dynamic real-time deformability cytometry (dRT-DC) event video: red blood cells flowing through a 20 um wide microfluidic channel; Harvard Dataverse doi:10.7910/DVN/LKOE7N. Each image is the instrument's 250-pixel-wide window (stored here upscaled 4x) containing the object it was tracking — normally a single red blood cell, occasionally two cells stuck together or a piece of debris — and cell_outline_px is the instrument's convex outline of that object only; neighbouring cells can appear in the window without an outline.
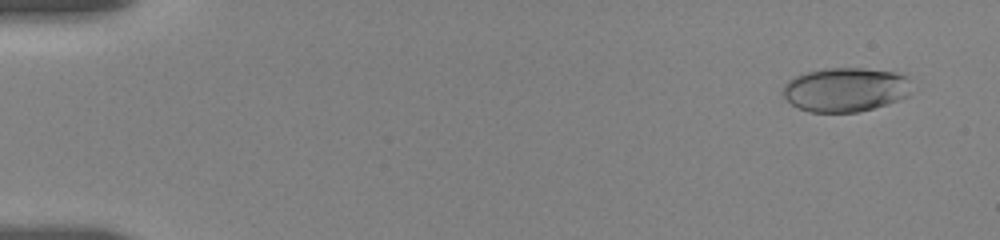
{"species": "human", "species_latin": "Homo sapiens", "temperature_condition": "room temperature", "stored_images_in_passage": 19, "camera_frame_rate_fps": 3000, "um_per_image_px": 0.085, "donor": {"sex": "female"}, "frame": {"image": 1, "passage_image": 3, "time_ms": 1.0, "image_size_px": [1000, 240], "cell_outline_px": [[908, 96], [888, 104], [856, 112], [808, 112], [792, 104], [784, 96], [784, 84], [788, 80], [804, 72], [824, 68], [864, 68], [892, 72], [908, 76]], "centroid_in_image_um": [71.84, 7.61], "position_along_channel_um": 13.2, "area_um2": 32.89}}
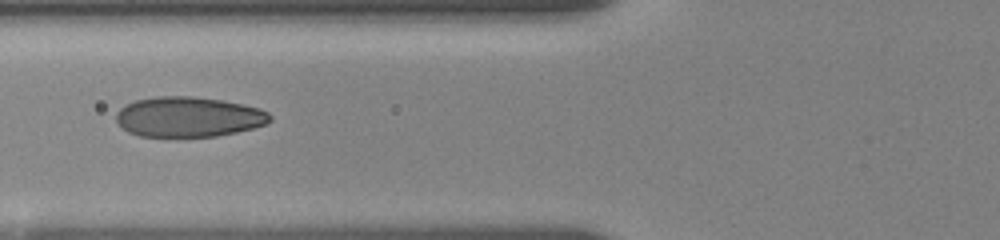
{"frame": {"image": 2, "passage_image": 14, "time_ms": 7.333, "image_size_px": [1000, 240], "cell_outline_px": [[272, 120], [268, 124], [236, 132], [216, 136], [140, 136], [128, 132], [116, 120], [116, 112], [124, 104], [136, 100], [156, 96], [192, 96], [224, 100], [244, 104], [260, 108], [268, 112], [272, 116]], "centroid_in_image_um": [16.05, 9.92], "position_along_channel_um": 109.8, "area_um2": 36.18}}
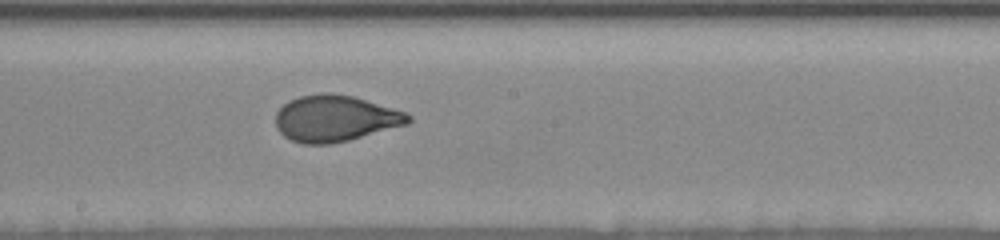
{"frame": {"image": 3, "passage_image": 19, "time_ms": 10.333, "image_size_px": [1000, 240], "cell_outline_px": [[412, 120], [408, 124], [348, 140], [328, 144], [304, 144], [292, 140], [284, 136], [276, 128], [276, 112], [288, 100], [300, 96], [324, 92], [328, 92], [352, 96], [408, 112], [412, 116]], "centroid_in_image_um": [28.5, 10.06], "position_along_channel_um": 219.7, "area_um2": 35.84}}